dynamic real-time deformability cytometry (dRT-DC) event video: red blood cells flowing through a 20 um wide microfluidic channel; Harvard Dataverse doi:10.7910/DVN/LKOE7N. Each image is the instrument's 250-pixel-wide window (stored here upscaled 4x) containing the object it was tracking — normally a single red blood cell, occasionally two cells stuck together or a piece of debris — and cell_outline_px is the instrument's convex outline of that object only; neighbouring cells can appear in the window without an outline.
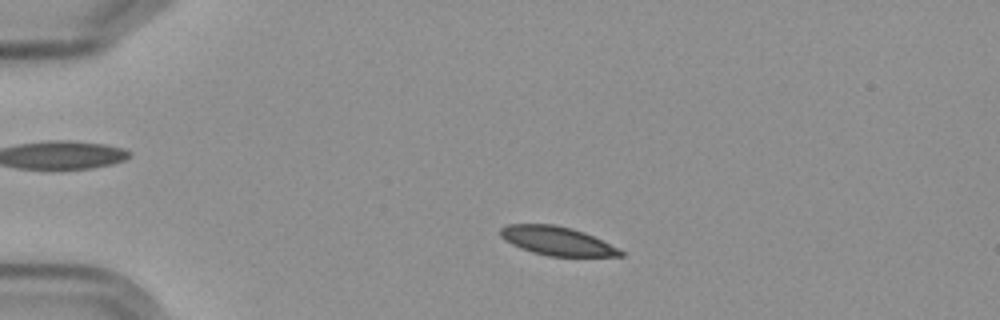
{"species": "Egyptian fruit bat (a non-hibernating species)", "species_latin": "Rousettus aegyptiacus", "temperature_condition": "cold", "stored_images_in_passage": 3, "camera_frame_rate_fps": 3000, "um_per_image_px": 0.085, "frame": {"image": 1, "passage_image": 1, "time_ms": 0.0, "image_size_px": [1000, 320], "cell_outline_px": [[624, 256], [548, 256], [532, 252], [520, 248], [504, 240], [500, 236], [500, 228], [508, 224], [552, 224], [572, 228], [584, 232], [624, 252]], "centroid_in_image_um": [47.28, 20.47], "position_along_channel_um": 37.7, "area_um2": 19.88}}
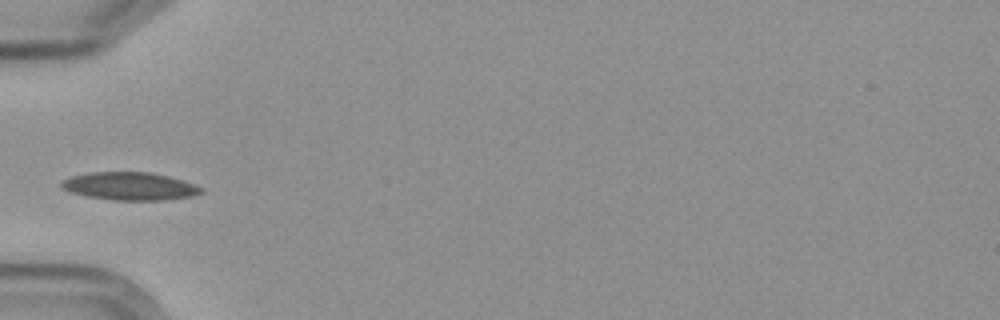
{"frame": {"image": 2, "passage_image": 3, "time_ms": 2.333, "image_size_px": [1000, 320], "cell_outline_px": [[204, 192], [192, 196], [164, 200], [112, 200], [84, 196], [68, 192], [60, 188], [60, 180], [72, 176], [92, 172], [148, 172], [168, 176], [204, 188]], "centroid_in_image_um": [10.96, 15.83], "position_along_channel_um": 74.0, "area_um2": 22.83}}